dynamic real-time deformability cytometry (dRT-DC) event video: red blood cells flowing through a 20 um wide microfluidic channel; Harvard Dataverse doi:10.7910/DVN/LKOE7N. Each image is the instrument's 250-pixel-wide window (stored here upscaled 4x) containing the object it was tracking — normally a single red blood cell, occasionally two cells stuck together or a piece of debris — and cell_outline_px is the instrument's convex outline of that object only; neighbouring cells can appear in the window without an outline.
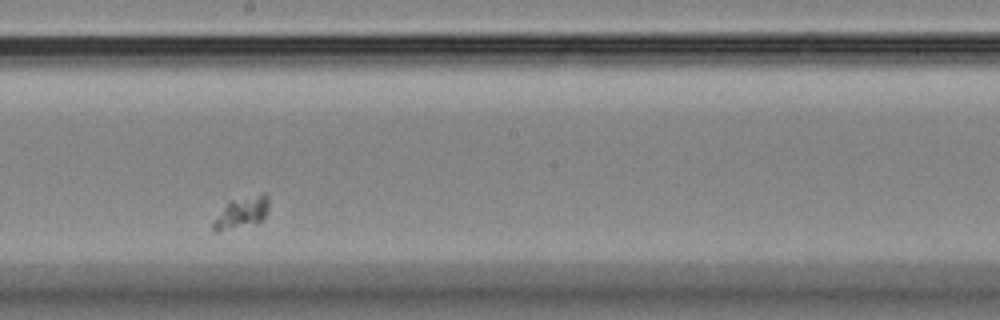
{"species": "Egyptian fruit bat (a non-hibernating species)", "species_latin": "Rousettus aegyptiacus", "temperature_condition": "room temperature", "stored_images_in_passage": 27, "camera_frame_rate_fps": 3000, "um_per_image_px": 0.085, "animal": {"sex": "female"}, "frame": {"image": 1, "passage_image": 15, "time_ms": 4.667, "image_size_px": [1000, 320], "cell_outline_px": [[268, 208], [260, 224], [220, 232], [212, 232], [212, 224], [228, 200], [260, 192], [264, 192], [268, 196]], "centroid_in_image_um": [20.55, 18.07], "position_along_channel_um": 227.6, "area_um2": 10.81}}
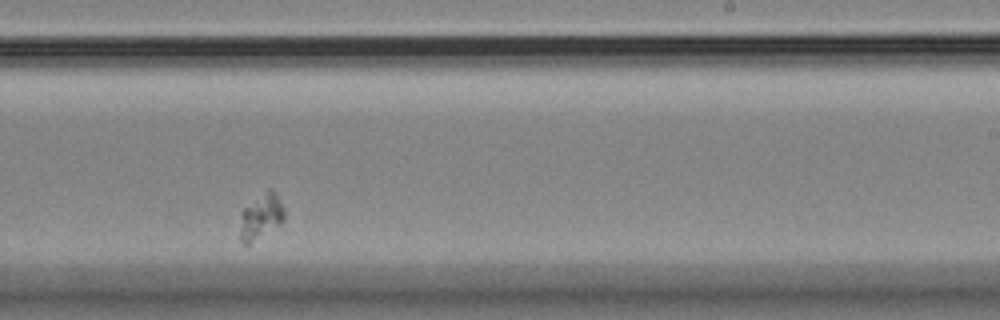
{"frame": {"image": 2, "passage_image": 18, "time_ms": 5.667, "image_size_px": [1000, 320], "cell_outline_px": [[284, 220], [280, 224], [248, 244], [244, 244], [240, 240], [240, 212], [244, 208], [268, 188], [272, 188], [280, 200], [284, 208]], "centroid_in_image_um": [22.17, 18.39], "position_along_channel_um": 266.8, "area_um2": 11.62}}